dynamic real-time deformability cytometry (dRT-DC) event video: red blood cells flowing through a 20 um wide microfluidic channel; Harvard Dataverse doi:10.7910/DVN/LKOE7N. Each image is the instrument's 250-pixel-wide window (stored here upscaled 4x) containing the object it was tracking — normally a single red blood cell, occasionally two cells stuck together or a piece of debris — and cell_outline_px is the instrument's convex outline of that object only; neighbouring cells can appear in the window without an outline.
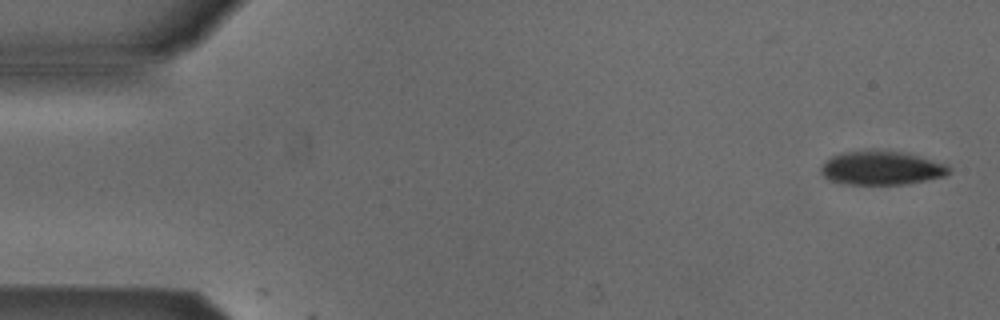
{"species": "Egyptian fruit bat (a non-hibernating species)", "species_latin": "Rousettus aegyptiacus", "temperature_condition": "cold", "stored_images_in_passage": 2, "camera_frame_rate_fps": 3000, "um_per_image_px": 0.085, "animal": {"sex": "male"}, "frame": {"image": 1, "passage_image": 2, "time_ms": 0.333, "image_size_px": [1000, 320], "cell_outline_px": [[952, 172], [944, 176], [908, 184], [844, 184], [828, 180], [820, 172], [820, 168], [824, 160], [840, 152], [868, 148], [872, 148], [908, 152], [948, 164], [952, 168]], "centroid_in_image_um": [74.93, 14.24], "position_along_channel_um": 10.1, "area_um2": 26.3}}